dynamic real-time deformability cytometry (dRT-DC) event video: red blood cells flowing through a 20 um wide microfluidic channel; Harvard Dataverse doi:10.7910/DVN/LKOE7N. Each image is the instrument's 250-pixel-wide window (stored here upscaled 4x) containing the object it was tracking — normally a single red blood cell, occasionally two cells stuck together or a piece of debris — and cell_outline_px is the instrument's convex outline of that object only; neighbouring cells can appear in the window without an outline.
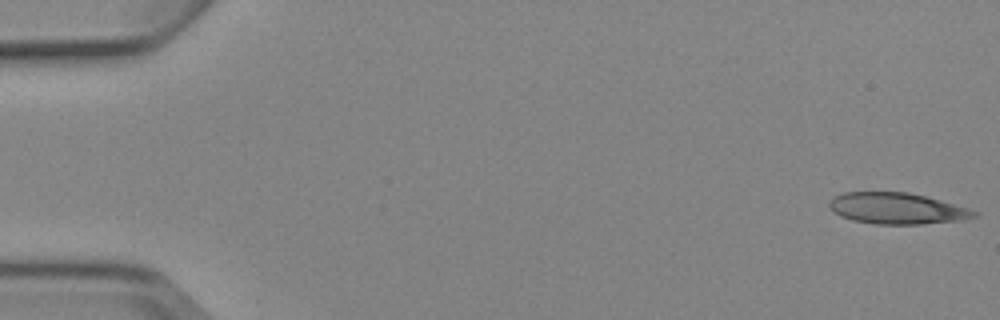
{"species": "Egyptian fruit bat (a non-hibernating species)", "species_latin": "Rousettus aegyptiacus", "temperature_condition": "cold", "stored_images_in_passage": 5, "camera_frame_rate_fps": 3000, "um_per_image_px": 0.085, "animal": {"sex": "female"}, "frame": {"image": 1, "passage_image": 1, "time_ms": 0.0, "image_size_px": [1000, 320], "cell_outline_px": [[980, 216], [964, 220], [920, 224], [876, 224], [852, 220], [840, 216], [828, 204], [832, 196], [844, 192], [908, 192], [940, 200], [968, 208], [980, 212]], "centroid_in_image_um": [76.28, 17.72], "position_along_channel_um": 8.7, "area_um2": 26.41}}
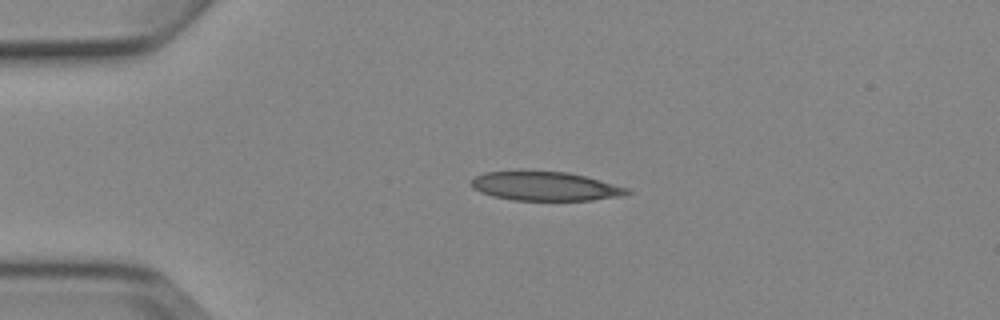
{"frame": {"image": 2, "passage_image": 4, "time_ms": 3.667, "image_size_px": [1000, 320], "cell_outline_px": [[632, 192], [624, 196], [592, 200], [512, 200], [492, 196], [480, 192], [472, 188], [468, 184], [476, 176], [484, 172], [568, 172], [600, 180], [628, 188]], "centroid_in_image_um": [46.34, 15.85], "position_along_channel_um": 38.7, "area_um2": 26.13}}